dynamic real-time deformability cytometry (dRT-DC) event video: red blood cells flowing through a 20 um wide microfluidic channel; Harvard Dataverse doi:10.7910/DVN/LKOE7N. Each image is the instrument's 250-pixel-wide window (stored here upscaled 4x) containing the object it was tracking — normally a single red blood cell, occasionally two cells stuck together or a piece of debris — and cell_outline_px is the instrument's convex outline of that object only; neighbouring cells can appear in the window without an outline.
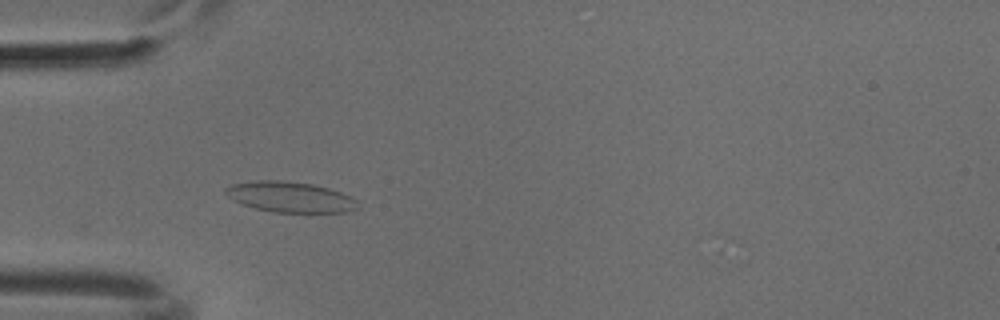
{"species": "common noctule bat (a hibernating species)", "species_latin": "Nyctalus noctula", "temperature_condition": "cold", "stored_images_in_passage": 47, "camera_frame_rate_fps": 3000, "um_per_image_px": 0.085, "animal": {"sex": "male", "body_mass_g": 18.8}, "frame": {"image": 1, "passage_image": 15, "time_ms": 4.667, "image_size_px": [1000, 320], "cell_outline_px": [[360, 208], [344, 212], [272, 212], [256, 208], [232, 200], [224, 192], [224, 188], [232, 184], [256, 180], [280, 180], [312, 184], [328, 188], [352, 196], [356, 200]], "centroid_in_image_um": [24.66, 16.74], "position_along_channel_um": 60.3, "area_um2": 23.52}}
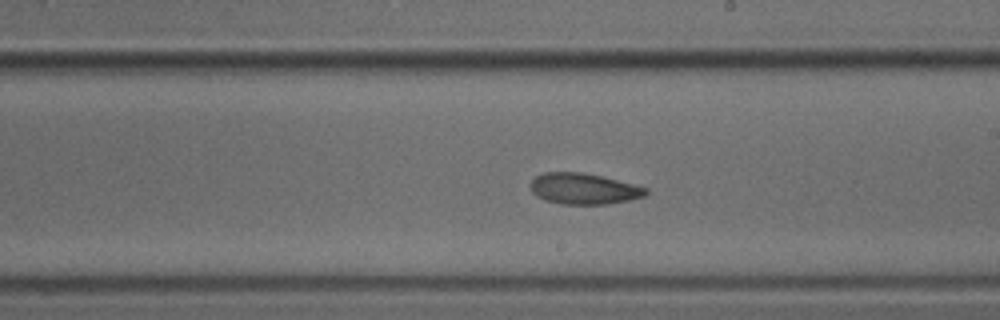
{"frame": {"image": 2, "passage_image": 29, "time_ms": 9.333, "image_size_px": [1000, 320], "cell_outline_px": [[648, 192], [644, 196], [628, 200], [608, 204], [560, 204], [544, 200], [536, 196], [532, 192], [532, 180], [536, 176], [544, 172], [580, 172], [600, 176], [648, 188]], "centroid_in_image_um": [49.6, 16.05], "position_along_channel_um": 239.4, "area_um2": 20.63}}
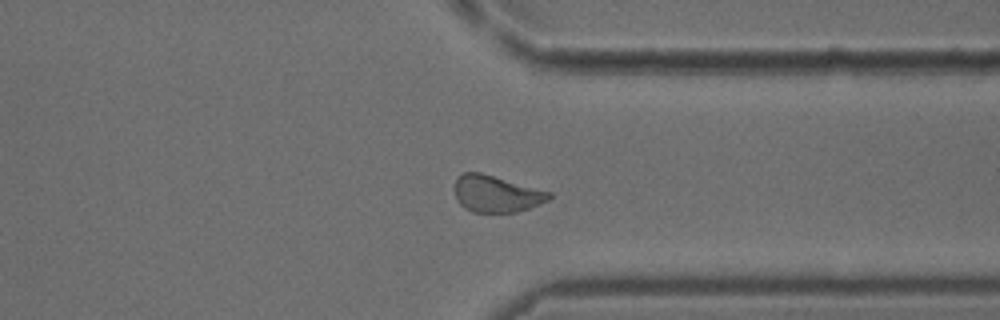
{"frame": {"image": 3, "passage_image": 39, "time_ms": 12.667, "image_size_px": [1000, 320], "cell_outline_px": [[552, 196], [548, 200], [528, 208], [516, 212], [472, 212], [464, 208], [456, 200], [452, 188], [456, 176], [464, 172], [480, 172], [552, 192]], "centroid_in_image_um": [42.11, 16.46], "position_along_channel_um": 369.3, "area_um2": 20.46}}